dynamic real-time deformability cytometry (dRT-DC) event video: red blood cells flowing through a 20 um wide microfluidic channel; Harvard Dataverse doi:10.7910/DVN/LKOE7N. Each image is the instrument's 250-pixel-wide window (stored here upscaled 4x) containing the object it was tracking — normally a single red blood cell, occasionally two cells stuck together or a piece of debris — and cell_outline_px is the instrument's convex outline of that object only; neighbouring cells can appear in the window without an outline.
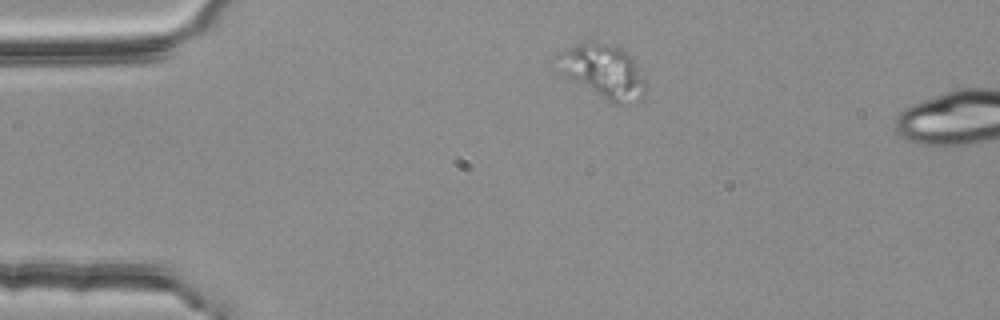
{"species": "common noctule bat (a hibernating species)", "species_latin": "Nyctalus noctula", "temperature_condition": "room temperature", "stored_images_in_passage": 2, "segment_of_instrument_passage": [1, 2], "camera_frame_rate_fps": 3000, "um_per_image_px": 0.085, "animal": {"sex": "female", "body_mass_g": 25.1}, "frame": {"image": 1, "passage_image": 1, "time_ms": 0.0, "image_size_px": [1000, 320], "cell_outline_px": [[648, 88], [644, 92], [620, 104], [616, 104], [608, 100], [564, 76], [560, 72], [556, 56], [556, 52], [576, 44], [592, 40], [616, 44], [632, 56], [648, 84]], "centroid_in_image_um": [51.24, 5.97], "position_along_channel_um": 33.8, "area_um2": 27.51}}